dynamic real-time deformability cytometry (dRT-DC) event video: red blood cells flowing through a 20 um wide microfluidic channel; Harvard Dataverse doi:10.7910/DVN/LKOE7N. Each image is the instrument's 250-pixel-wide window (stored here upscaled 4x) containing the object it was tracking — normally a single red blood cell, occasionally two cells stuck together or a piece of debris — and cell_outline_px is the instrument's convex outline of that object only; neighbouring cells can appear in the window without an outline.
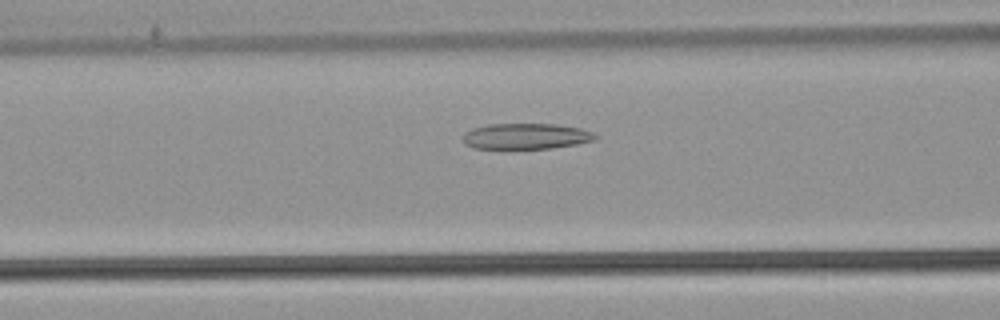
{"species": "common noctule bat (a hibernating species)", "species_latin": "Nyctalus noctula", "temperature_condition": "warm", "stored_images_in_passage": 50, "camera_frame_rate_fps": 3000, "um_per_image_px": 0.085, "animal": {"sex": "male", "body_mass_g": 21.5, "forearm_length_mm": 52.0}, "frame": {"image": 1, "passage_image": 19, "time_ms": 6.0, "image_size_px": [1000, 320], "cell_outline_px": [[600, 136], [596, 140], [576, 144], [552, 148], [472, 148], [464, 144], [464, 132], [472, 128], [488, 124], [556, 124], [580, 128], [592, 132]], "centroid_in_image_um": [44.72, 11.57], "position_along_channel_um": 121.9, "area_um2": 19.94}}
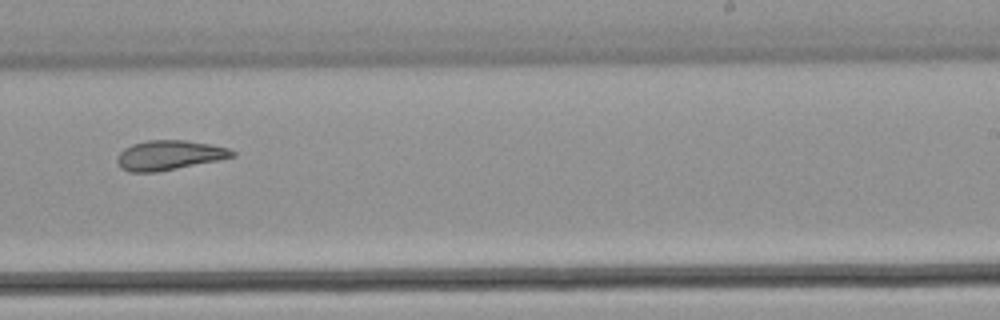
{"frame": {"image": 2, "passage_image": 31, "time_ms": 10.0, "image_size_px": [1000, 320], "cell_outline_px": [[236, 156], [220, 160], [156, 172], [128, 172], [120, 168], [116, 160], [116, 156], [124, 148], [132, 144], [148, 140], [184, 140], [208, 144], [228, 148], [236, 152]], "centroid_in_image_um": [14.36, 13.2], "position_along_channel_um": 274.6, "area_um2": 19.94}}
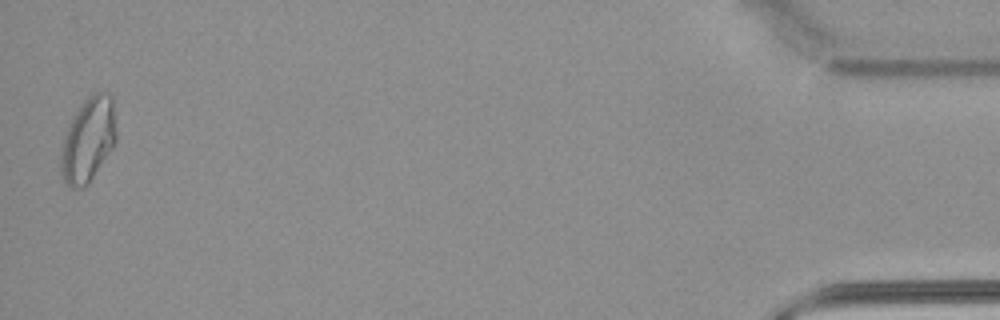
{"frame": {"image": 3, "passage_image": 50, "time_ms": 16.333, "image_size_px": [1000, 320], "cell_outline_px": [[116, 140], [112, 148], [88, 184], [80, 188], [72, 188], [64, 180], [60, 172], [60, 144], [72, 116], [80, 104], [92, 92], [108, 92], [112, 96], [116, 132]], "centroid_in_image_um": [7.46, 11.85], "position_along_channel_um": 427.7, "area_um2": 27.51}, "authors_computed_cell_mechanics": {"area_um2": 22.0507, "velocity_mm_per_s": 3.824, "shape_relaxation_time_tau1_ms": null, "shape_relaxation_time_tau2_ms": 2.1694, "deformation_change_tau1": null, "deformation_change_tau2": 0.0963}}